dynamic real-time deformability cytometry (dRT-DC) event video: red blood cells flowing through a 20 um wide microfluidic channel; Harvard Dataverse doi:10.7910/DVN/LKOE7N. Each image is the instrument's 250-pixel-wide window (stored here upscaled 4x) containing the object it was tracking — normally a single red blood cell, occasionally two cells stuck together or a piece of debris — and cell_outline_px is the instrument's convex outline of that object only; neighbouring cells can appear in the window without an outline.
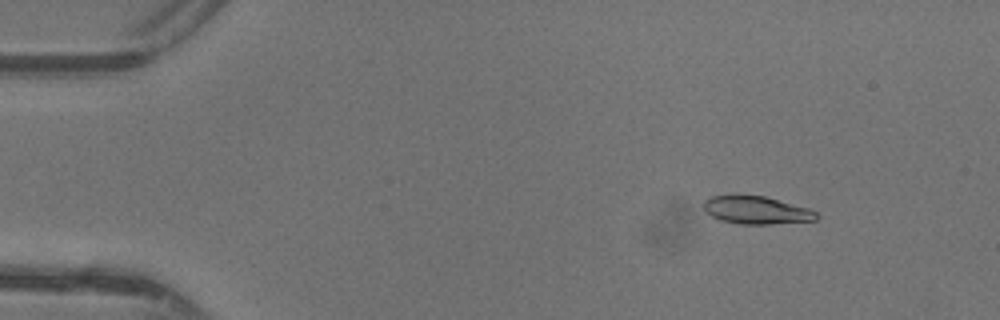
{"species": "common noctule bat (a hibernating species)", "species_latin": "Nyctalus noctula", "temperature_condition": "warm", "stored_images_in_passage": 17, "camera_frame_rate_fps": 3000, "um_per_image_px": 0.085, "animal": {"sex": "female"}, "frame": {"image": 1, "passage_image": 1, "time_ms": 0.0, "image_size_px": [1000, 320], "cell_outline_px": [[820, 216], [816, 220], [772, 224], [740, 224], [720, 220], [704, 212], [704, 200], [712, 196], [732, 192], [736, 192], [764, 196], [808, 208], [816, 212]], "centroid_in_image_um": [64.23, 17.82], "position_along_channel_um": 20.8, "area_um2": 18.9}}
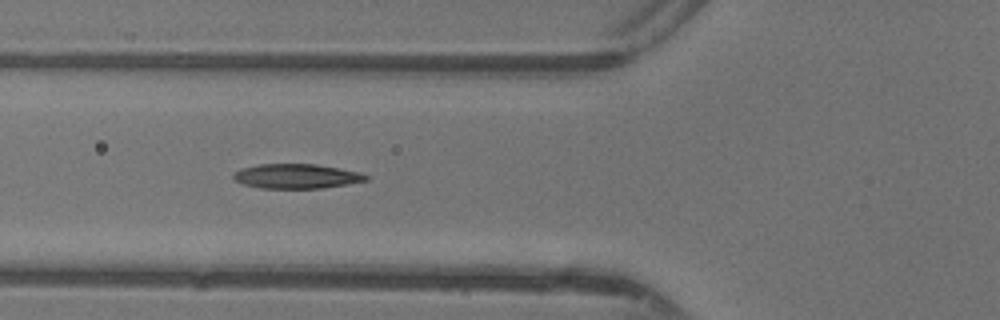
{"frame": {"image": 2, "passage_image": 13, "time_ms": 4.0, "image_size_px": [1000, 320], "cell_outline_px": [[368, 180], [348, 184], [320, 188], [260, 188], [240, 184], [232, 176], [240, 168], [260, 164], [316, 164], [360, 172], [368, 176]], "centroid_in_image_um": [25.18, 14.98], "position_along_channel_um": 100.6, "area_um2": 18.96}}
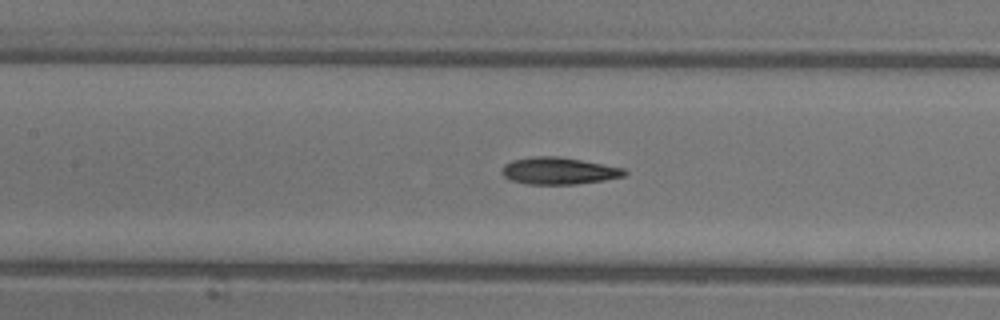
{"frame": {"image": 3, "passage_image": 17, "time_ms": 5.333, "image_size_px": [1000, 320], "cell_outline_px": [[628, 172], [624, 176], [604, 180], [576, 184], [528, 184], [512, 180], [504, 176], [500, 172], [504, 164], [512, 160], [532, 156], [560, 156], [624, 168]], "centroid_in_image_um": [47.48, 14.51], "position_along_channel_um": 159.9, "area_um2": 19.31}}